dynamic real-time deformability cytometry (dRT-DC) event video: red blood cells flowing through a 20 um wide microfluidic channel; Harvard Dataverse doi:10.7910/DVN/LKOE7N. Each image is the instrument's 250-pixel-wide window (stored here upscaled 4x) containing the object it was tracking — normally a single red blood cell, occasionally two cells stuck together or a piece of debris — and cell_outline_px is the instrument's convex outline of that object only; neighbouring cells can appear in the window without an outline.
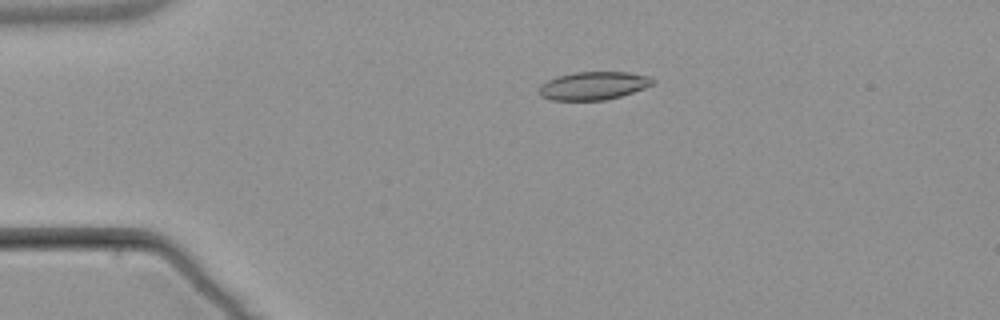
{"species": "common noctule bat (a hibernating species)", "species_latin": "Nyctalus noctula", "temperature_condition": "warm", "stored_images_in_passage": 5, "camera_frame_rate_fps": 3000, "um_per_image_px": 0.085, "animal": {"sex": "male", "body_mass_g": 21.5, "forearm_length_mm": 52.0}, "frame": {"image": 1, "passage_image": 4, "time_ms": 3.667, "image_size_px": [1000, 320], "cell_outline_px": [[656, 80], [652, 84], [644, 88], [620, 96], [604, 100], [552, 100], [540, 96], [536, 88], [540, 84], [556, 76], [576, 72], [628, 72], [648, 76]], "centroid_in_image_um": [50.38, 7.28], "position_along_channel_um": 34.6, "area_um2": 18.67}}